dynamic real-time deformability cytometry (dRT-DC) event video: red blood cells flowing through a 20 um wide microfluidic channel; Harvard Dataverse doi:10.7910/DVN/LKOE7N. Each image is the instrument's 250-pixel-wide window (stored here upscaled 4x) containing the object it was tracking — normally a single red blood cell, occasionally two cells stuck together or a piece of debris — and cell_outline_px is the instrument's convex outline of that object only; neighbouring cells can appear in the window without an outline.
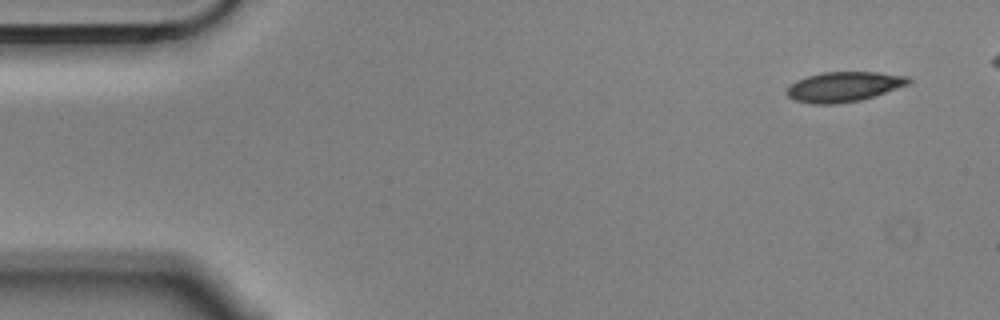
{"species": "Egyptian fruit bat (a non-hibernating species)", "species_latin": "Rousettus aegyptiacus", "temperature_condition": "cold", "stored_images_in_passage": 6, "camera_frame_rate_fps": 3000, "um_per_image_px": 0.085, "animal": {"sex": "male"}, "frame": {"image": 1, "passage_image": 1, "time_ms": 0.0, "image_size_px": [1000, 320], "cell_outline_px": [[912, 80], [908, 84], [860, 100], [836, 104], [812, 104], [792, 100], [788, 96], [788, 88], [796, 80], [808, 76], [824, 72], [876, 72], [908, 76]], "centroid_in_image_um": [71.7, 7.37], "position_along_channel_um": 13.3, "area_um2": 20.98}}
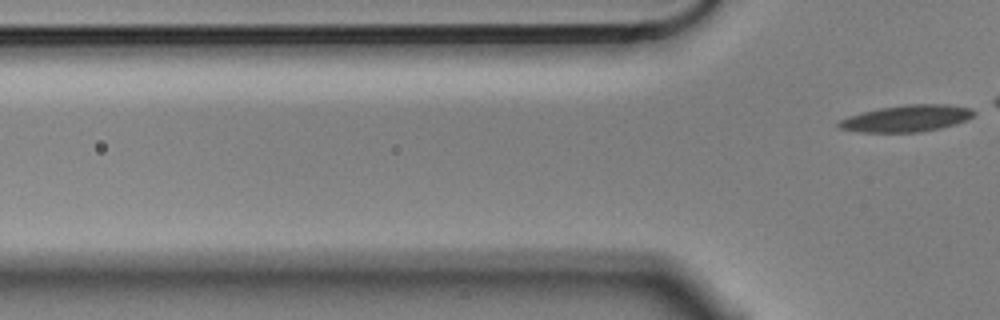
{"frame": {"image": 2, "passage_image": 6, "time_ms": 1.667, "image_size_px": [1000, 320], "cell_outline_px": [[976, 112], [968, 120], [956, 124], [940, 128], [920, 132], [860, 132], [840, 128], [836, 124], [840, 120], [848, 116], [880, 108], [904, 104], [948, 104], [972, 108]], "centroid_in_image_um": [77.11, 10.06], "position_along_channel_um": 48.7, "area_um2": 21.04}}